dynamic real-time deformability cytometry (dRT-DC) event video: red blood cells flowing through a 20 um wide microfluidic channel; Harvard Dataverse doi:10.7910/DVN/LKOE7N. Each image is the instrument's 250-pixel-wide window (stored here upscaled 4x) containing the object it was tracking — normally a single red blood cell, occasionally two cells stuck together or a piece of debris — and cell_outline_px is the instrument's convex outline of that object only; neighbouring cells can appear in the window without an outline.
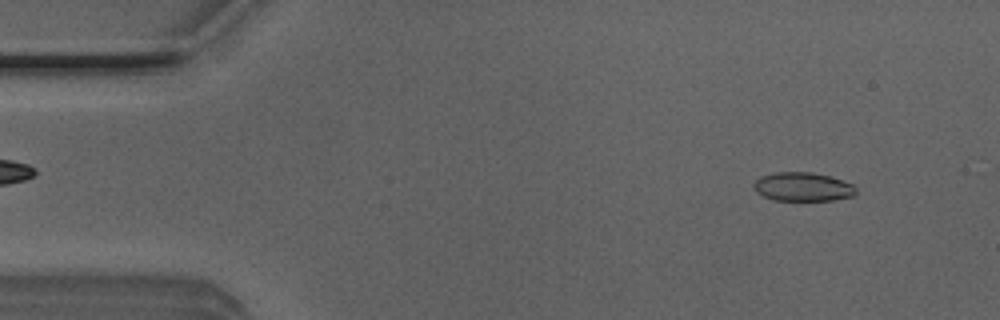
{"species": "Egyptian fruit bat (a non-hibernating species)", "species_latin": "Rousettus aegyptiacus", "temperature_condition": "room temperature", "stored_images_in_passage": 37, "camera_frame_rate_fps": 3000, "um_per_image_px": 0.085, "animal": {"sex": "male"}, "frame": {"image": 1, "passage_image": 4, "time_ms": 1.0, "image_size_px": [1000, 320], "cell_outline_px": [[856, 192], [852, 196], [836, 200], [772, 200], [756, 192], [752, 188], [752, 184], [760, 176], [776, 172], [812, 172], [832, 176], [852, 184], [856, 188]], "centroid_in_image_um": [68.22, 15.87], "position_along_channel_um": 16.8, "area_um2": 17.34}}
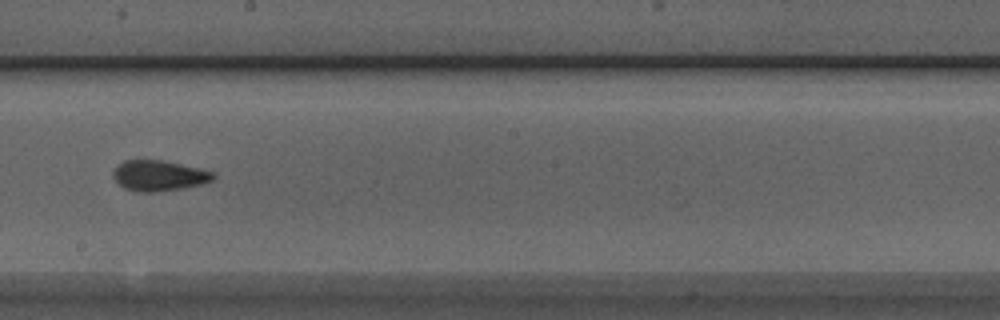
{"frame": {"image": 2, "passage_image": 27, "time_ms": 8.667, "image_size_px": [1000, 320], "cell_outline_px": [[216, 176], [212, 180], [200, 184], [180, 188], [152, 192], [140, 192], [124, 188], [112, 176], [112, 172], [116, 164], [124, 160], [160, 160], [204, 168], [216, 172]], "centroid_in_image_um": [13.51, 14.9], "position_along_channel_um": 234.7, "area_um2": 17.92}}
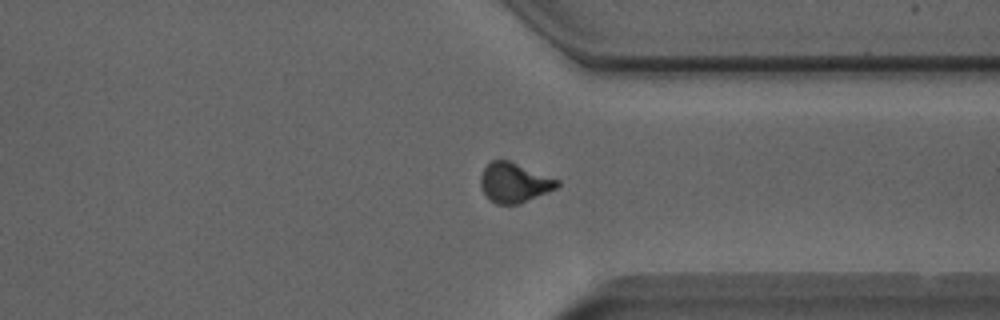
{"frame": {"image": 3, "passage_image": 37, "time_ms": 12.0, "image_size_px": [1000, 320], "cell_outline_px": [[560, 184], [556, 188], [548, 192], [520, 204], [496, 204], [480, 188], [480, 176], [484, 168], [492, 160], [508, 160], [560, 180]], "centroid_in_image_um": [43.71, 15.53], "position_along_channel_um": 367.7, "area_um2": 17.63}, "authors_computed_cell_mechanics": {"area_um2": 17.8024, "velocity_mm_per_s": 4.0415, "shape_relaxation_time_tau1_ms": 6.3244, "shape_relaxation_time_tau2_ms": 2.2615, "deformation_change_tau1": 0.1137, "deformation_change_tau2": 0.0629}}